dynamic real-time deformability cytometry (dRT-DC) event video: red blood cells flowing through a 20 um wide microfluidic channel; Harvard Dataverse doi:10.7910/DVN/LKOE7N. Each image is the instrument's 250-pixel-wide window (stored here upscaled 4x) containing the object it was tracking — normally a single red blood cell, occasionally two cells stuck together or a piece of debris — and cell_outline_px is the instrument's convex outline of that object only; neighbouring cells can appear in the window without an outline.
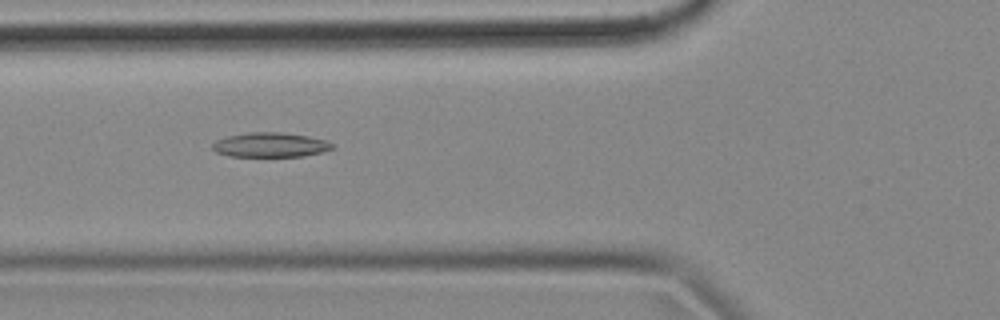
{"species": "common noctule bat (a hibernating species)", "species_latin": "Nyctalus noctula", "temperature_condition": "cold", "stored_images_in_passage": 56, "camera_frame_rate_fps": 3000, "um_per_image_px": 0.085, "animal": {"sex": "female", "body_mass_g": 18.4}, "frame": {"image": 1, "passage_image": 20, "time_ms": 6.333, "image_size_px": [1000, 320], "cell_outline_px": [[336, 148], [324, 152], [304, 156], [228, 156], [216, 152], [212, 148], [212, 144], [216, 140], [228, 136], [248, 132], [280, 132], [308, 136], [328, 140]], "centroid_in_image_um": [23.02, 12.31], "position_along_channel_um": 102.8, "area_um2": 17.28}}
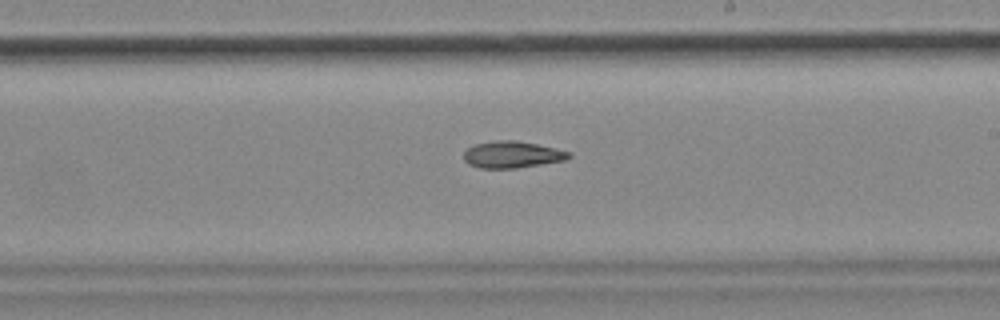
{"frame": {"image": 2, "passage_image": 32, "time_ms": 10.333, "image_size_px": [1000, 320], "cell_outline_px": [[572, 156], [564, 160], [516, 168], [480, 168], [468, 164], [464, 160], [464, 152], [472, 144], [496, 140], [516, 140], [536, 144], [572, 152]], "centroid_in_image_um": [43.5, 13.13], "position_along_channel_um": 245.5, "area_um2": 16.36}}
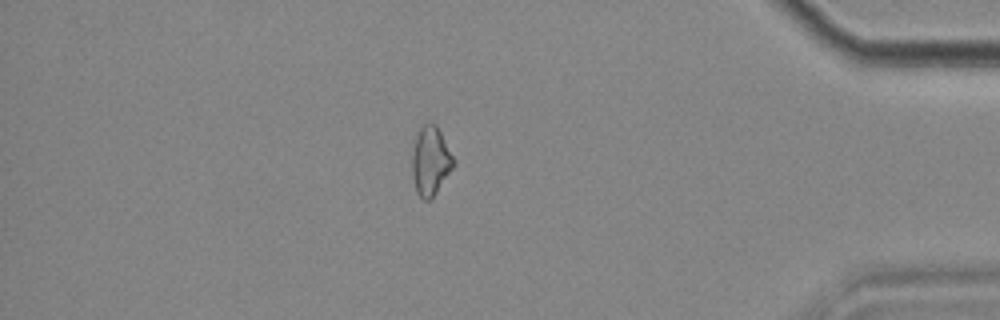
{"frame": {"image": 3, "passage_image": 48, "time_ms": 15.667, "image_size_px": [1000, 320], "cell_outline_px": [[456, 164], [436, 192], [428, 200], [424, 200], [416, 192], [412, 176], [412, 152], [416, 136], [420, 128], [428, 120], [436, 124], [456, 160]], "centroid_in_image_um": [36.6, 13.65], "position_along_channel_um": 398.6, "area_um2": 16.76}}